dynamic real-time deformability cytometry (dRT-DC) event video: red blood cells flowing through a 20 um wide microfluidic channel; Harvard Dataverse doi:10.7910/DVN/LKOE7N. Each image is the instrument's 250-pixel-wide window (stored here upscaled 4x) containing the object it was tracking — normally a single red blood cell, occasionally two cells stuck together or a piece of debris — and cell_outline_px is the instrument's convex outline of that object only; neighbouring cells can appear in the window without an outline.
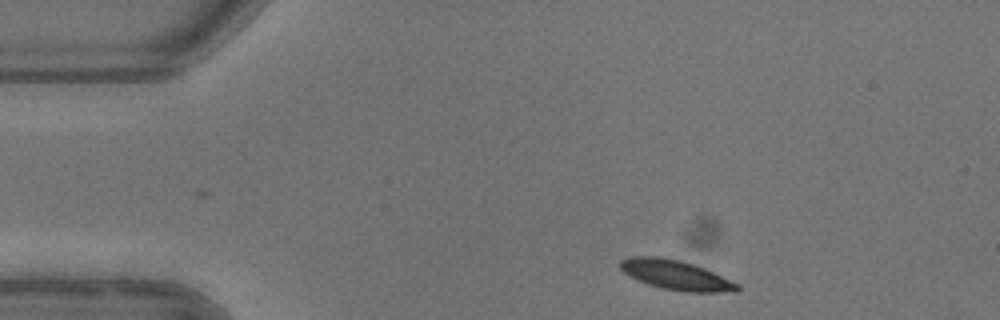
{"species": "common noctule bat (a hibernating species)", "species_latin": "Nyctalus noctula", "temperature_condition": "warm", "stored_images_in_passage": 3, "camera_frame_rate_fps": 3000, "um_per_image_px": 0.085, "animal": {"sex": "female"}, "frame": {"image": 1, "passage_image": 1, "time_ms": 0.0, "image_size_px": [1000, 320], "cell_outline_px": [[740, 288], [736, 292], [684, 292], [660, 288], [648, 284], [624, 272], [620, 268], [620, 260], [632, 256], [660, 256], [680, 260], [704, 268], [740, 284]], "centroid_in_image_um": [57.48, 23.38], "position_along_channel_um": 27.5, "area_um2": 20.17}}
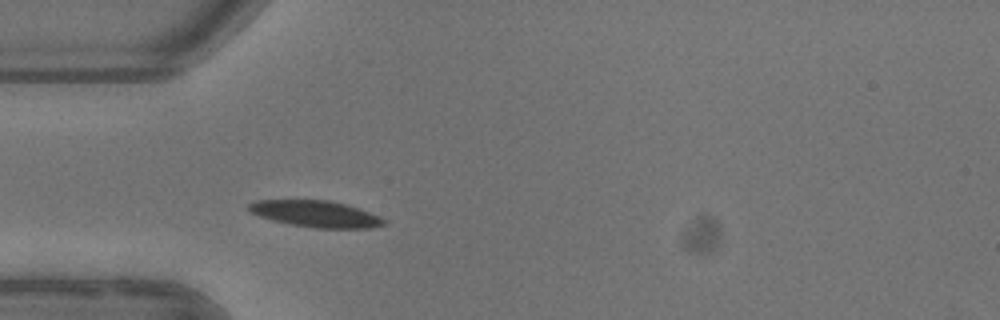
{"frame": {"image": 2, "passage_image": 3, "time_ms": 2.333, "image_size_px": [1000, 320], "cell_outline_px": [[384, 224], [368, 228], [312, 228], [272, 220], [248, 212], [248, 204], [256, 200], [328, 200], [344, 204], [380, 216], [384, 220]], "centroid_in_image_um": [26.77, 18.18], "position_along_channel_um": 58.2, "area_um2": 20.58}}